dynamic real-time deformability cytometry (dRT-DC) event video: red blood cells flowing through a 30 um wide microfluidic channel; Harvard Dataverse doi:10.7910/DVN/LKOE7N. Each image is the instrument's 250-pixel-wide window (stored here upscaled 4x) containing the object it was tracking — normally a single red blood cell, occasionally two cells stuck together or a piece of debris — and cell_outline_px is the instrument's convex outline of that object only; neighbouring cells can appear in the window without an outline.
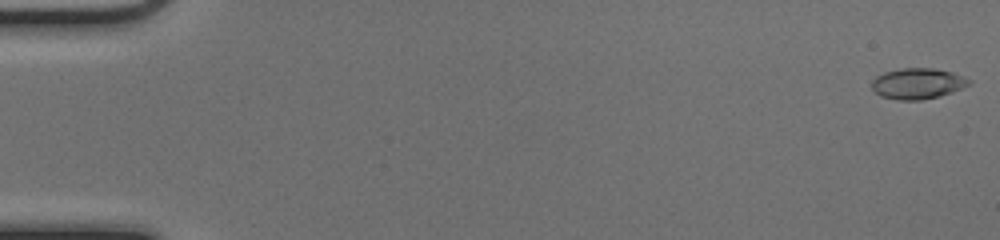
{"species": "common noctule bat (a hibernating species)", "species_latin": "Nyctalus noctula", "temperature_condition": "cold", "stored_images_in_passage": 51, "camera_frame_rate_fps": 3000, "um_per_image_px": 0.085, "animal": {"sex": "female", "body_mass_g": 17.0, "forearm_length_mm": 48.0}, "frame": {"image": 1, "passage_image": 1, "time_ms": 0.0, "image_size_px": [1000, 240], "cell_outline_px": [[972, 80], [968, 84], [952, 92], [940, 96], [920, 100], [896, 100], [880, 96], [872, 88], [872, 80], [876, 76], [884, 72], [900, 68], [932, 68], [952, 72]], "centroid_in_image_um": [77.96, 7.1], "position_along_channel_um": 7.0, "area_um2": 17.4}}
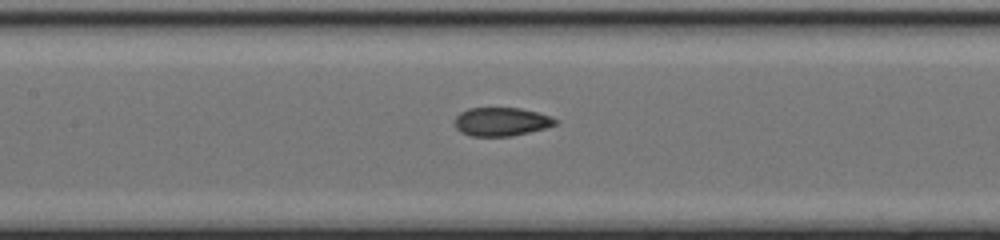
{"frame": {"image": 2, "passage_image": 25, "time_ms": 8.0, "image_size_px": [1000, 240], "cell_outline_px": [[560, 120], [556, 124], [544, 128], [512, 136], [472, 136], [460, 132], [456, 128], [456, 116], [460, 112], [468, 108], [520, 108], [552, 116]], "centroid_in_image_um": [42.63, 10.34], "position_along_channel_um": 164.8, "area_um2": 16.7}}
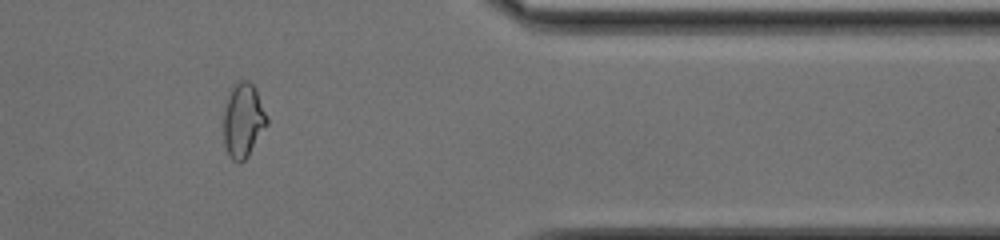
{"frame": {"image": 3, "passage_image": 43, "time_ms": 14.0, "image_size_px": [1000, 240], "cell_outline_px": [[268, 124], [248, 156], [240, 164], [232, 160], [224, 144], [224, 108], [228, 96], [232, 88], [240, 80], [248, 80], [256, 88], [268, 116]], "centroid_in_image_um": [20.69, 10.24], "position_along_channel_um": 390.7, "area_um2": 18.84}, "authors_computed_cell_mechanics": {"area_um2": 17.3978, "velocity_mm_per_s": 4.0893, "shape_relaxation_time_tau1_ms": null, "shape_relaxation_time_tau2_ms": 1.1006, "deformation_change_tau1": null, "deformation_change_tau2": 0.06}}